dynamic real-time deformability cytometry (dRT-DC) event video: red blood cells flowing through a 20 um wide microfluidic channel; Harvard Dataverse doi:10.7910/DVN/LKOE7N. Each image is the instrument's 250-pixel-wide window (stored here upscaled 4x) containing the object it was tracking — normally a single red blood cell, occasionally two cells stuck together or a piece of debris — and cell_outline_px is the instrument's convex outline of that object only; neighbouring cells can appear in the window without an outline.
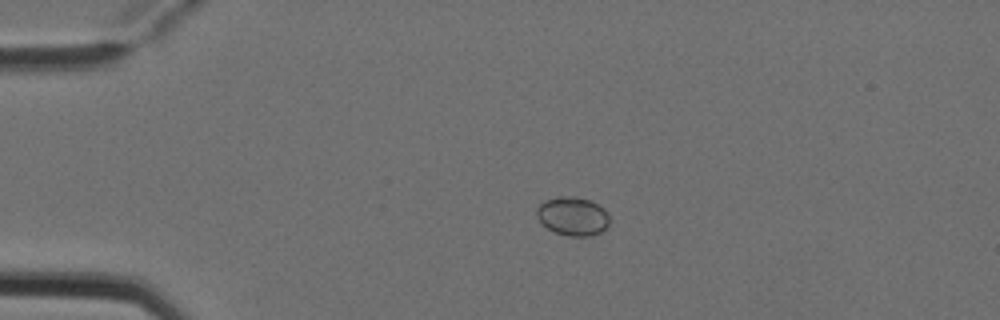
{"species": "Egyptian fruit bat (a non-hibernating species)", "species_latin": "Rousettus aegyptiacus", "temperature_condition": "cold", "stored_images_in_passage": 2, "camera_frame_rate_fps": 3000, "um_per_image_px": 0.085, "animal": {"sex": "female"}, "frame": {"image": 1, "passage_image": 1, "time_ms": 0.0, "image_size_px": [1000, 320], "cell_outline_px": [[608, 224], [600, 232], [588, 236], [568, 236], [556, 232], [548, 228], [536, 216], [536, 208], [544, 200], [560, 196], [572, 196], [588, 200], [604, 208], [608, 216]], "centroid_in_image_um": [48.65, 18.37], "position_along_channel_um": 36.3, "area_um2": 16.13}}